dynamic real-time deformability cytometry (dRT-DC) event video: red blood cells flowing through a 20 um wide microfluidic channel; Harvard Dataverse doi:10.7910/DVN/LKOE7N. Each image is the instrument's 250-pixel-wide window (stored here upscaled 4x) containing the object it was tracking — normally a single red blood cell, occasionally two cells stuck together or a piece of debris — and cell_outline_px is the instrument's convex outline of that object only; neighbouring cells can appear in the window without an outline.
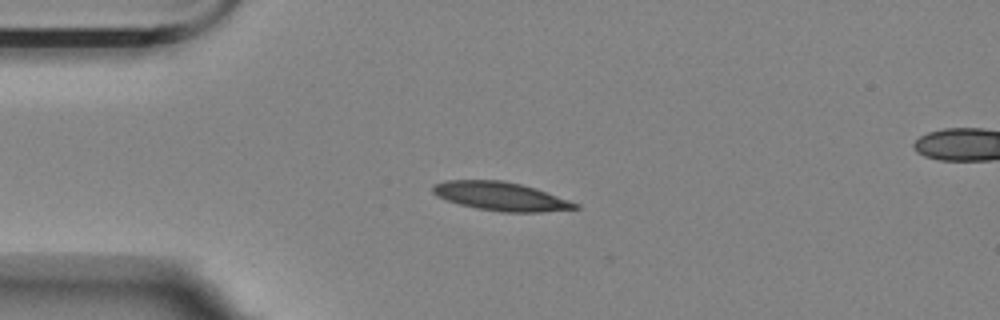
{"species": "Egyptian fruit bat (a non-hibernating species)", "species_latin": "Rousettus aegyptiacus", "temperature_condition": "room temperature", "stored_images_in_passage": 45, "camera_frame_rate_fps": 3000, "um_per_image_px": 0.085, "animal": {"sex": "female"}, "frame": {"image": 1, "passage_image": 1, "time_ms": 0.0, "image_size_px": [1000, 320], "cell_outline_px": [[580, 208], [540, 212], [500, 212], [476, 208], [460, 204], [436, 196], [432, 192], [432, 184], [444, 180], [500, 180], [520, 184], [580, 204]], "centroid_in_image_um": [42.5, 16.69], "position_along_channel_um": 42.5, "area_um2": 23.47}}
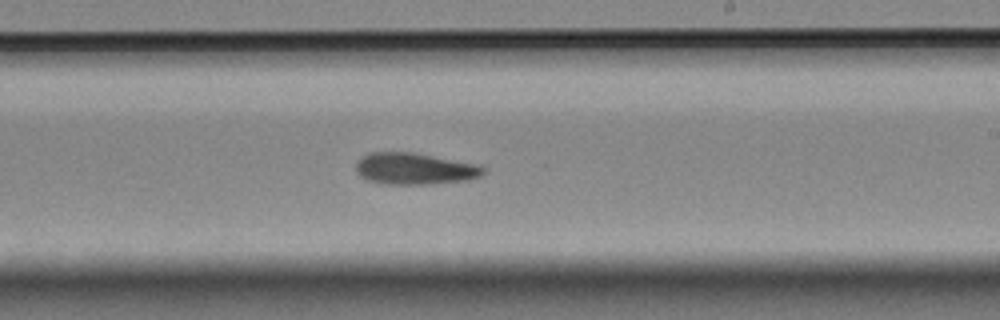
{"frame": {"image": 2, "passage_image": 21, "time_ms": 6.667, "image_size_px": [1000, 320], "cell_outline_px": [[484, 172], [480, 176], [468, 180], [428, 184], [384, 184], [368, 180], [360, 176], [356, 172], [356, 164], [368, 152], [412, 152], [476, 164], [484, 168]], "centroid_in_image_um": [35.22, 14.34], "position_along_channel_um": 253.8, "area_um2": 23.24}}
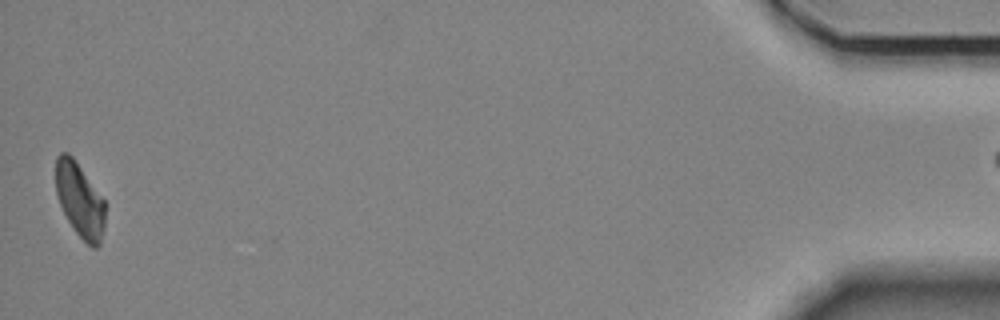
{"frame": {"image": 3, "passage_image": 44, "time_ms": 14.333, "image_size_px": [1000, 320], "cell_outline_px": [[104, 228], [100, 244], [96, 248], [92, 248], [76, 232], [68, 220], [60, 204], [56, 192], [56, 156], [60, 152], [68, 152], [72, 156], [104, 200]], "centroid_in_image_um": [6.77, 17.0], "position_along_channel_um": 428.4, "area_um2": 21.04}}